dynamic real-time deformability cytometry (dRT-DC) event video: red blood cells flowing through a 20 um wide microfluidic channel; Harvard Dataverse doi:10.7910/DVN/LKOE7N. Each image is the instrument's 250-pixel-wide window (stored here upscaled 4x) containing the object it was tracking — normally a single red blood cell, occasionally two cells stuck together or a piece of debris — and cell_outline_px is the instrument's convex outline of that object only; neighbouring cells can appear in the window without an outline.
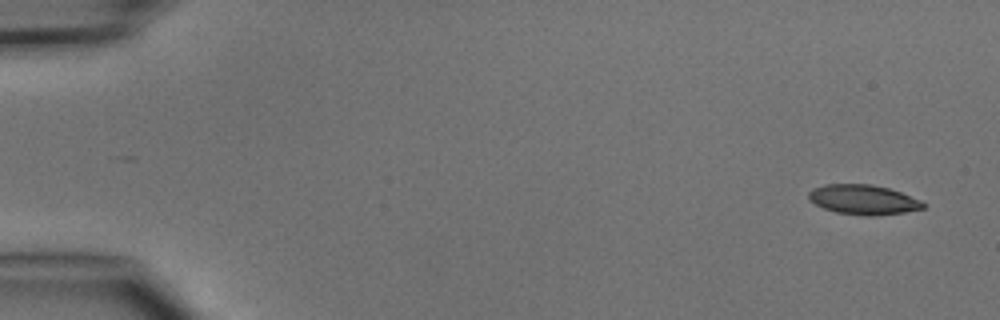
{"species": "common noctule bat (a hibernating species)", "species_latin": "Nyctalus noctula", "temperature_condition": "cold", "stored_images_in_passage": 5, "camera_frame_rate_fps": 3000, "um_per_image_px": 0.085, "animal": {"sex": "male", "body_mass_g": 15.6}, "frame": {"image": 1, "passage_image": 1, "time_ms": 0.0, "image_size_px": [1000, 320], "cell_outline_px": [[924, 208], [904, 212], [876, 216], [868, 216], [836, 212], [824, 208], [816, 204], [808, 196], [808, 192], [812, 188], [824, 184], [872, 184], [888, 188], [900, 192], [920, 200], [924, 204]], "centroid_in_image_um": [73.36, 16.96], "position_along_channel_um": 11.6, "area_um2": 19.71}}
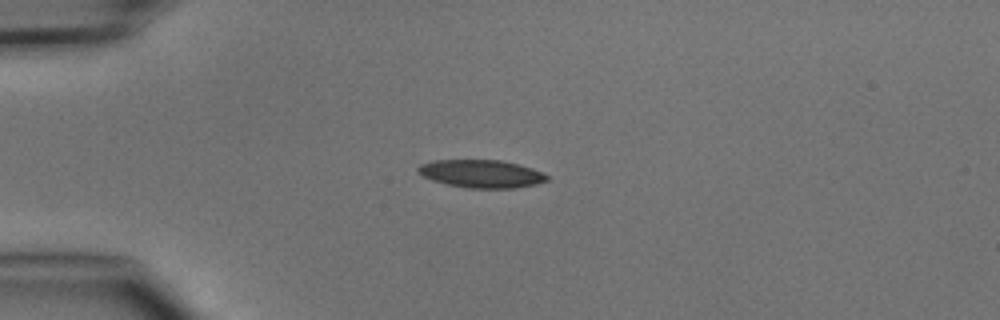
{"frame": {"image": 2, "passage_image": 3, "time_ms": 3.333, "image_size_px": [1000, 320], "cell_outline_px": [[548, 180], [536, 184], [516, 188], [468, 188], [448, 184], [432, 180], [416, 172], [416, 168], [420, 164], [432, 160], [500, 160], [532, 168], [548, 176]], "centroid_in_image_um": [40.88, 14.77], "position_along_channel_um": 44.1, "area_um2": 20.87}}